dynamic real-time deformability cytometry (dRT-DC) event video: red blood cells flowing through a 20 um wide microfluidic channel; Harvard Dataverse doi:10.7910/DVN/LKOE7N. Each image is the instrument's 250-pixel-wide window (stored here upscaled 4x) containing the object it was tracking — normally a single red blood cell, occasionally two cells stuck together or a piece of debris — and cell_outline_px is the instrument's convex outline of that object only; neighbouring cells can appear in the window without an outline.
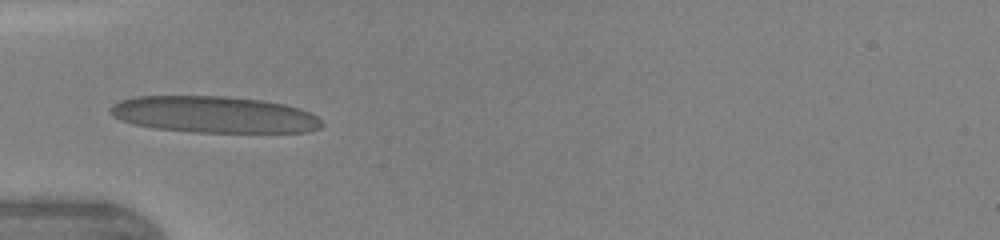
{"species": "human", "species_latin": "Homo sapiens", "temperature_condition": "warm", "stored_images_in_passage": 6, "camera_frame_rate_fps": 3000, "um_per_image_px": 0.085, "donor": {"sex": "female"}, "frame": {"image": 1, "passage_image": 1, "time_ms": 0.0, "image_size_px": [1000, 240], "cell_outline_px": [[324, 124], [320, 128], [308, 132], [192, 132], [156, 128], [132, 124], [120, 120], [112, 116], [108, 112], [108, 108], [112, 104], [120, 100], [136, 96], [228, 96], [264, 100], [284, 104], [300, 108], [316, 116]], "centroid_in_image_um": [18.16, 9.73], "position_along_channel_um": 66.8, "area_um2": 45.43}}